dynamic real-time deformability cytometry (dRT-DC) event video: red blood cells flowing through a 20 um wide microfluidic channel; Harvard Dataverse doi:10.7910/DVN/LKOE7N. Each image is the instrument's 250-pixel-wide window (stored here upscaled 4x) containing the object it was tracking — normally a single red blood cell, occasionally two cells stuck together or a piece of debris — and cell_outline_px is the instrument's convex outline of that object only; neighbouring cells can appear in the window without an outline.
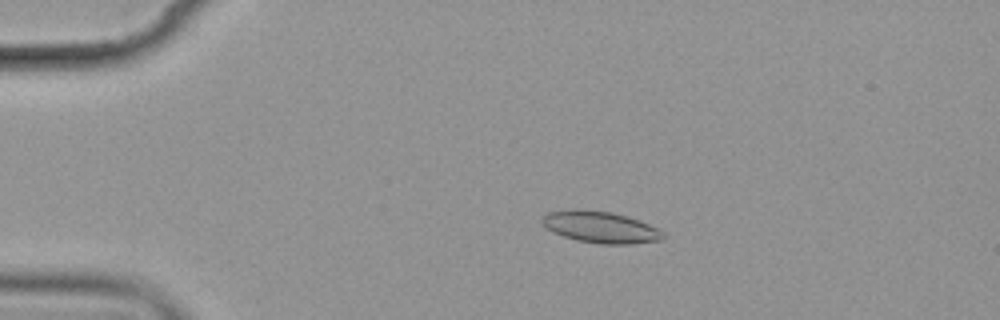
{"species": "common noctule bat (a hibernating species)", "species_latin": "Nyctalus noctula", "temperature_condition": "cold", "stored_images_in_passage": 6, "camera_frame_rate_fps": 3000, "um_per_image_px": 0.085, "animal": {"sex": "female", "body_mass_g": 19.9}, "frame": {"image": 1, "passage_image": 4, "time_ms": 3.333, "image_size_px": [1000, 320], "cell_outline_px": [[664, 240], [628, 244], [600, 244], [576, 240], [552, 232], [540, 220], [548, 212], [572, 208], [580, 208], [612, 212], [628, 216], [640, 220], [664, 232]], "centroid_in_image_um": [51.04, 19.29], "position_along_channel_um": 34.0, "area_um2": 22.48}}